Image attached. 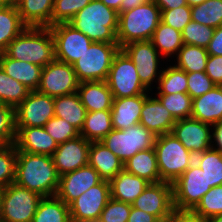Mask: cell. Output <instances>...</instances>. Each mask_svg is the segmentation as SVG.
Returning <instances> with one entry per match:
<instances>
[{"instance_id": "cell-1", "label": "cell", "mask_w": 222, "mask_h": 222, "mask_svg": "<svg viewBox=\"0 0 222 222\" xmlns=\"http://www.w3.org/2000/svg\"><path fill=\"white\" fill-rule=\"evenodd\" d=\"M60 176L52 156L17 152L15 183L42 197L56 196Z\"/></svg>"}, {"instance_id": "cell-2", "label": "cell", "mask_w": 222, "mask_h": 222, "mask_svg": "<svg viewBox=\"0 0 222 222\" xmlns=\"http://www.w3.org/2000/svg\"><path fill=\"white\" fill-rule=\"evenodd\" d=\"M118 12L101 0H92L67 22L92 42L118 43Z\"/></svg>"}, {"instance_id": "cell-3", "label": "cell", "mask_w": 222, "mask_h": 222, "mask_svg": "<svg viewBox=\"0 0 222 222\" xmlns=\"http://www.w3.org/2000/svg\"><path fill=\"white\" fill-rule=\"evenodd\" d=\"M4 53L10 58L45 67L55 59L50 28L27 26L9 43Z\"/></svg>"}, {"instance_id": "cell-4", "label": "cell", "mask_w": 222, "mask_h": 222, "mask_svg": "<svg viewBox=\"0 0 222 222\" xmlns=\"http://www.w3.org/2000/svg\"><path fill=\"white\" fill-rule=\"evenodd\" d=\"M118 14L117 41L120 48L131 42L151 40L161 22V10L154 0Z\"/></svg>"}, {"instance_id": "cell-5", "label": "cell", "mask_w": 222, "mask_h": 222, "mask_svg": "<svg viewBox=\"0 0 222 222\" xmlns=\"http://www.w3.org/2000/svg\"><path fill=\"white\" fill-rule=\"evenodd\" d=\"M154 150L160 182L173 184L195 162L194 154L171 133L156 136Z\"/></svg>"}, {"instance_id": "cell-6", "label": "cell", "mask_w": 222, "mask_h": 222, "mask_svg": "<svg viewBox=\"0 0 222 222\" xmlns=\"http://www.w3.org/2000/svg\"><path fill=\"white\" fill-rule=\"evenodd\" d=\"M120 49L118 43L93 42L73 64L79 83L106 81L113 59Z\"/></svg>"}, {"instance_id": "cell-7", "label": "cell", "mask_w": 222, "mask_h": 222, "mask_svg": "<svg viewBox=\"0 0 222 222\" xmlns=\"http://www.w3.org/2000/svg\"><path fill=\"white\" fill-rule=\"evenodd\" d=\"M156 136L140 123L126 130L113 129L100 142L123 164L141 150L154 147Z\"/></svg>"}, {"instance_id": "cell-8", "label": "cell", "mask_w": 222, "mask_h": 222, "mask_svg": "<svg viewBox=\"0 0 222 222\" xmlns=\"http://www.w3.org/2000/svg\"><path fill=\"white\" fill-rule=\"evenodd\" d=\"M43 197L15 182L2 189L1 222H32Z\"/></svg>"}, {"instance_id": "cell-9", "label": "cell", "mask_w": 222, "mask_h": 222, "mask_svg": "<svg viewBox=\"0 0 222 222\" xmlns=\"http://www.w3.org/2000/svg\"><path fill=\"white\" fill-rule=\"evenodd\" d=\"M106 82L113 98L133 97L149 91L141 83L136 66L122 49L113 59Z\"/></svg>"}, {"instance_id": "cell-10", "label": "cell", "mask_w": 222, "mask_h": 222, "mask_svg": "<svg viewBox=\"0 0 222 222\" xmlns=\"http://www.w3.org/2000/svg\"><path fill=\"white\" fill-rule=\"evenodd\" d=\"M205 173L194 162L173 184V206L179 210H193L207 191Z\"/></svg>"}, {"instance_id": "cell-11", "label": "cell", "mask_w": 222, "mask_h": 222, "mask_svg": "<svg viewBox=\"0 0 222 222\" xmlns=\"http://www.w3.org/2000/svg\"><path fill=\"white\" fill-rule=\"evenodd\" d=\"M121 49L129 56L136 66L141 83L152 92V88L155 89V85L153 86V84L155 83L157 85L163 71V68L160 67V58L163 57L157 52L152 41L131 42Z\"/></svg>"}, {"instance_id": "cell-12", "label": "cell", "mask_w": 222, "mask_h": 222, "mask_svg": "<svg viewBox=\"0 0 222 222\" xmlns=\"http://www.w3.org/2000/svg\"><path fill=\"white\" fill-rule=\"evenodd\" d=\"M110 198V182L102 180L69 204L71 222H98Z\"/></svg>"}, {"instance_id": "cell-13", "label": "cell", "mask_w": 222, "mask_h": 222, "mask_svg": "<svg viewBox=\"0 0 222 222\" xmlns=\"http://www.w3.org/2000/svg\"><path fill=\"white\" fill-rule=\"evenodd\" d=\"M54 38L55 59L73 65L93 43L68 23L49 27Z\"/></svg>"}, {"instance_id": "cell-14", "label": "cell", "mask_w": 222, "mask_h": 222, "mask_svg": "<svg viewBox=\"0 0 222 222\" xmlns=\"http://www.w3.org/2000/svg\"><path fill=\"white\" fill-rule=\"evenodd\" d=\"M79 81L73 65L54 59L42 69L38 92L51 96H63L77 92Z\"/></svg>"}, {"instance_id": "cell-15", "label": "cell", "mask_w": 222, "mask_h": 222, "mask_svg": "<svg viewBox=\"0 0 222 222\" xmlns=\"http://www.w3.org/2000/svg\"><path fill=\"white\" fill-rule=\"evenodd\" d=\"M54 116V97L30 91L15 109V127H44Z\"/></svg>"}, {"instance_id": "cell-16", "label": "cell", "mask_w": 222, "mask_h": 222, "mask_svg": "<svg viewBox=\"0 0 222 222\" xmlns=\"http://www.w3.org/2000/svg\"><path fill=\"white\" fill-rule=\"evenodd\" d=\"M132 206L156 216L163 222L174 209L172 184L163 181L150 183Z\"/></svg>"}, {"instance_id": "cell-17", "label": "cell", "mask_w": 222, "mask_h": 222, "mask_svg": "<svg viewBox=\"0 0 222 222\" xmlns=\"http://www.w3.org/2000/svg\"><path fill=\"white\" fill-rule=\"evenodd\" d=\"M171 134L194 156L211 148V125L192 117L177 120Z\"/></svg>"}, {"instance_id": "cell-18", "label": "cell", "mask_w": 222, "mask_h": 222, "mask_svg": "<svg viewBox=\"0 0 222 222\" xmlns=\"http://www.w3.org/2000/svg\"><path fill=\"white\" fill-rule=\"evenodd\" d=\"M90 145L91 142L81 135L58 144L52 159L59 176L87 165Z\"/></svg>"}, {"instance_id": "cell-19", "label": "cell", "mask_w": 222, "mask_h": 222, "mask_svg": "<svg viewBox=\"0 0 222 222\" xmlns=\"http://www.w3.org/2000/svg\"><path fill=\"white\" fill-rule=\"evenodd\" d=\"M102 181L96 170L89 164L60 176L56 196L69 205L82 193Z\"/></svg>"}, {"instance_id": "cell-20", "label": "cell", "mask_w": 222, "mask_h": 222, "mask_svg": "<svg viewBox=\"0 0 222 222\" xmlns=\"http://www.w3.org/2000/svg\"><path fill=\"white\" fill-rule=\"evenodd\" d=\"M17 152L52 156L58 147L44 127H15Z\"/></svg>"}, {"instance_id": "cell-21", "label": "cell", "mask_w": 222, "mask_h": 222, "mask_svg": "<svg viewBox=\"0 0 222 222\" xmlns=\"http://www.w3.org/2000/svg\"><path fill=\"white\" fill-rule=\"evenodd\" d=\"M176 119L162 105L160 100L154 95H148L141 109L139 123L145 126L155 136L171 133Z\"/></svg>"}, {"instance_id": "cell-22", "label": "cell", "mask_w": 222, "mask_h": 222, "mask_svg": "<svg viewBox=\"0 0 222 222\" xmlns=\"http://www.w3.org/2000/svg\"><path fill=\"white\" fill-rule=\"evenodd\" d=\"M151 92L126 98H113L111 119L113 129L126 130L139 124L141 109Z\"/></svg>"}, {"instance_id": "cell-23", "label": "cell", "mask_w": 222, "mask_h": 222, "mask_svg": "<svg viewBox=\"0 0 222 222\" xmlns=\"http://www.w3.org/2000/svg\"><path fill=\"white\" fill-rule=\"evenodd\" d=\"M77 94L87 112L111 110L113 95L106 81L79 83Z\"/></svg>"}, {"instance_id": "cell-24", "label": "cell", "mask_w": 222, "mask_h": 222, "mask_svg": "<svg viewBox=\"0 0 222 222\" xmlns=\"http://www.w3.org/2000/svg\"><path fill=\"white\" fill-rule=\"evenodd\" d=\"M88 164L92 166L105 181H111L123 169L124 164L100 141L91 142Z\"/></svg>"}, {"instance_id": "cell-25", "label": "cell", "mask_w": 222, "mask_h": 222, "mask_svg": "<svg viewBox=\"0 0 222 222\" xmlns=\"http://www.w3.org/2000/svg\"><path fill=\"white\" fill-rule=\"evenodd\" d=\"M0 67L6 74L25 85L31 91L38 89L43 67L10 58L5 53H0Z\"/></svg>"}, {"instance_id": "cell-26", "label": "cell", "mask_w": 222, "mask_h": 222, "mask_svg": "<svg viewBox=\"0 0 222 222\" xmlns=\"http://www.w3.org/2000/svg\"><path fill=\"white\" fill-rule=\"evenodd\" d=\"M191 117L210 125L222 121L221 85L193 99Z\"/></svg>"}, {"instance_id": "cell-27", "label": "cell", "mask_w": 222, "mask_h": 222, "mask_svg": "<svg viewBox=\"0 0 222 222\" xmlns=\"http://www.w3.org/2000/svg\"><path fill=\"white\" fill-rule=\"evenodd\" d=\"M149 184L144 178L123 169L110 181L111 198L132 205Z\"/></svg>"}, {"instance_id": "cell-28", "label": "cell", "mask_w": 222, "mask_h": 222, "mask_svg": "<svg viewBox=\"0 0 222 222\" xmlns=\"http://www.w3.org/2000/svg\"><path fill=\"white\" fill-rule=\"evenodd\" d=\"M15 5L27 26H51L54 0H16Z\"/></svg>"}, {"instance_id": "cell-29", "label": "cell", "mask_w": 222, "mask_h": 222, "mask_svg": "<svg viewBox=\"0 0 222 222\" xmlns=\"http://www.w3.org/2000/svg\"><path fill=\"white\" fill-rule=\"evenodd\" d=\"M124 170L150 183L160 182L156 153L153 148L141 150L124 163Z\"/></svg>"}, {"instance_id": "cell-30", "label": "cell", "mask_w": 222, "mask_h": 222, "mask_svg": "<svg viewBox=\"0 0 222 222\" xmlns=\"http://www.w3.org/2000/svg\"><path fill=\"white\" fill-rule=\"evenodd\" d=\"M55 116L64 119L79 132L81 131L87 110L77 92L54 97Z\"/></svg>"}, {"instance_id": "cell-31", "label": "cell", "mask_w": 222, "mask_h": 222, "mask_svg": "<svg viewBox=\"0 0 222 222\" xmlns=\"http://www.w3.org/2000/svg\"><path fill=\"white\" fill-rule=\"evenodd\" d=\"M26 27L15 3L2 5L0 7V53H4L9 43Z\"/></svg>"}, {"instance_id": "cell-32", "label": "cell", "mask_w": 222, "mask_h": 222, "mask_svg": "<svg viewBox=\"0 0 222 222\" xmlns=\"http://www.w3.org/2000/svg\"><path fill=\"white\" fill-rule=\"evenodd\" d=\"M157 52L163 58L175 57L183 46L182 32L163 23L158 24L151 39Z\"/></svg>"}, {"instance_id": "cell-33", "label": "cell", "mask_w": 222, "mask_h": 222, "mask_svg": "<svg viewBox=\"0 0 222 222\" xmlns=\"http://www.w3.org/2000/svg\"><path fill=\"white\" fill-rule=\"evenodd\" d=\"M112 130L111 110L87 112L79 135L90 142L101 141Z\"/></svg>"}, {"instance_id": "cell-34", "label": "cell", "mask_w": 222, "mask_h": 222, "mask_svg": "<svg viewBox=\"0 0 222 222\" xmlns=\"http://www.w3.org/2000/svg\"><path fill=\"white\" fill-rule=\"evenodd\" d=\"M32 222H71L69 205L57 196L43 197Z\"/></svg>"}, {"instance_id": "cell-35", "label": "cell", "mask_w": 222, "mask_h": 222, "mask_svg": "<svg viewBox=\"0 0 222 222\" xmlns=\"http://www.w3.org/2000/svg\"><path fill=\"white\" fill-rule=\"evenodd\" d=\"M175 57L177 62L174 65L186 73L205 72L208 60L206 48L183 44Z\"/></svg>"}, {"instance_id": "cell-36", "label": "cell", "mask_w": 222, "mask_h": 222, "mask_svg": "<svg viewBox=\"0 0 222 222\" xmlns=\"http://www.w3.org/2000/svg\"><path fill=\"white\" fill-rule=\"evenodd\" d=\"M156 86L155 95H170L176 93L188 94L187 73L171 64L164 68Z\"/></svg>"}, {"instance_id": "cell-37", "label": "cell", "mask_w": 222, "mask_h": 222, "mask_svg": "<svg viewBox=\"0 0 222 222\" xmlns=\"http://www.w3.org/2000/svg\"><path fill=\"white\" fill-rule=\"evenodd\" d=\"M30 89L10 77L0 67V104L16 109L28 96Z\"/></svg>"}, {"instance_id": "cell-38", "label": "cell", "mask_w": 222, "mask_h": 222, "mask_svg": "<svg viewBox=\"0 0 222 222\" xmlns=\"http://www.w3.org/2000/svg\"><path fill=\"white\" fill-rule=\"evenodd\" d=\"M195 163L205 173L208 185H222V154L212 148L195 155Z\"/></svg>"}, {"instance_id": "cell-39", "label": "cell", "mask_w": 222, "mask_h": 222, "mask_svg": "<svg viewBox=\"0 0 222 222\" xmlns=\"http://www.w3.org/2000/svg\"><path fill=\"white\" fill-rule=\"evenodd\" d=\"M191 18L200 24L218 28L222 25V0H205L191 7Z\"/></svg>"}, {"instance_id": "cell-40", "label": "cell", "mask_w": 222, "mask_h": 222, "mask_svg": "<svg viewBox=\"0 0 222 222\" xmlns=\"http://www.w3.org/2000/svg\"><path fill=\"white\" fill-rule=\"evenodd\" d=\"M156 97L176 120L191 117L193 99L188 94L176 93Z\"/></svg>"}, {"instance_id": "cell-41", "label": "cell", "mask_w": 222, "mask_h": 222, "mask_svg": "<svg viewBox=\"0 0 222 222\" xmlns=\"http://www.w3.org/2000/svg\"><path fill=\"white\" fill-rule=\"evenodd\" d=\"M193 211L204 219L222 215V185L207 191Z\"/></svg>"}, {"instance_id": "cell-42", "label": "cell", "mask_w": 222, "mask_h": 222, "mask_svg": "<svg viewBox=\"0 0 222 222\" xmlns=\"http://www.w3.org/2000/svg\"><path fill=\"white\" fill-rule=\"evenodd\" d=\"M214 28L190 21L182 31L184 44L207 48L214 33Z\"/></svg>"}, {"instance_id": "cell-43", "label": "cell", "mask_w": 222, "mask_h": 222, "mask_svg": "<svg viewBox=\"0 0 222 222\" xmlns=\"http://www.w3.org/2000/svg\"><path fill=\"white\" fill-rule=\"evenodd\" d=\"M16 156L14 144L0 147V189L15 181Z\"/></svg>"}, {"instance_id": "cell-44", "label": "cell", "mask_w": 222, "mask_h": 222, "mask_svg": "<svg viewBox=\"0 0 222 222\" xmlns=\"http://www.w3.org/2000/svg\"><path fill=\"white\" fill-rule=\"evenodd\" d=\"M91 1L92 0H54L51 26L57 23L69 22L76 13Z\"/></svg>"}, {"instance_id": "cell-45", "label": "cell", "mask_w": 222, "mask_h": 222, "mask_svg": "<svg viewBox=\"0 0 222 222\" xmlns=\"http://www.w3.org/2000/svg\"><path fill=\"white\" fill-rule=\"evenodd\" d=\"M15 138V109L0 104V147L14 144Z\"/></svg>"}, {"instance_id": "cell-46", "label": "cell", "mask_w": 222, "mask_h": 222, "mask_svg": "<svg viewBox=\"0 0 222 222\" xmlns=\"http://www.w3.org/2000/svg\"><path fill=\"white\" fill-rule=\"evenodd\" d=\"M45 131L56 141L57 144L79 136V131L71 124L57 116L52 117L45 125Z\"/></svg>"}, {"instance_id": "cell-47", "label": "cell", "mask_w": 222, "mask_h": 222, "mask_svg": "<svg viewBox=\"0 0 222 222\" xmlns=\"http://www.w3.org/2000/svg\"><path fill=\"white\" fill-rule=\"evenodd\" d=\"M131 204L110 198L101 212L98 222H128Z\"/></svg>"}, {"instance_id": "cell-48", "label": "cell", "mask_w": 222, "mask_h": 222, "mask_svg": "<svg viewBox=\"0 0 222 222\" xmlns=\"http://www.w3.org/2000/svg\"><path fill=\"white\" fill-rule=\"evenodd\" d=\"M191 20V6L189 5L161 10V21L180 32Z\"/></svg>"}, {"instance_id": "cell-49", "label": "cell", "mask_w": 222, "mask_h": 222, "mask_svg": "<svg viewBox=\"0 0 222 222\" xmlns=\"http://www.w3.org/2000/svg\"><path fill=\"white\" fill-rule=\"evenodd\" d=\"M188 95L195 99L212 90L217 85L207 76L205 72L187 73Z\"/></svg>"}, {"instance_id": "cell-50", "label": "cell", "mask_w": 222, "mask_h": 222, "mask_svg": "<svg viewBox=\"0 0 222 222\" xmlns=\"http://www.w3.org/2000/svg\"><path fill=\"white\" fill-rule=\"evenodd\" d=\"M205 73L217 86L222 85V55H208Z\"/></svg>"}, {"instance_id": "cell-51", "label": "cell", "mask_w": 222, "mask_h": 222, "mask_svg": "<svg viewBox=\"0 0 222 222\" xmlns=\"http://www.w3.org/2000/svg\"><path fill=\"white\" fill-rule=\"evenodd\" d=\"M163 222H206V220L193 210L174 208Z\"/></svg>"}, {"instance_id": "cell-52", "label": "cell", "mask_w": 222, "mask_h": 222, "mask_svg": "<svg viewBox=\"0 0 222 222\" xmlns=\"http://www.w3.org/2000/svg\"><path fill=\"white\" fill-rule=\"evenodd\" d=\"M208 55H222V25L215 28L213 37L206 48Z\"/></svg>"}, {"instance_id": "cell-53", "label": "cell", "mask_w": 222, "mask_h": 222, "mask_svg": "<svg viewBox=\"0 0 222 222\" xmlns=\"http://www.w3.org/2000/svg\"><path fill=\"white\" fill-rule=\"evenodd\" d=\"M128 222H161L156 216L131 206Z\"/></svg>"}, {"instance_id": "cell-54", "label": "cell", "mask_w": 222, "mask_h": 222, "mask_svg": "<svg viewBox=\"0 0 222 222\" xmlns=\"http://www.w3.org/2000/svg\"><path fill=\"white\" fill-rule=\"evenodd\" d=\"M211 148L222 154V121L211 125Z\"/></svg>"}, {"instance_id": "cell-55", "label": "cell", "mask_w": 222, "mask_h": 222, "mask_svg": "<svg viewBox=\"0 0 222 222\" xmlns=\"http://www.w3.org/2000/svg\"><path fill=\"white\" fill-rule=\"evenodd\" d=\"M160 10L174 9L188 5L186 0H154Z\"/></svg>"}, {"instance_id": "cell-56", "label": "cell", "mask_w": 222, "mask_h": 222, "mask_svg": "<svg viewBox=\"0 0 222 222\" xmlns=\"http://www.w3.org/2000/svg\"><path fill=\"white\" fill-rule=\"evenodd\" d=\"M151 0H122L120 13L148 3Z\"/></svg>"}, {"instance_id": "cell-57", "label": "cell", "mask_w": 222, "mask_h": 222, "mask_svg": "<svg viewBox=\"0 0 222 222\" xmlns=\"http://www.w3.org/2000/svg\"><path fill=\"white\" fill-rule=\"evenodd\" d=\"M107 7L115 9L118 13H120V6L122 0H101Z\"/></svg>"}, {"instance_id": "cell-58", "label": "cell", "mask_w": 222, "mask_h": 222, "mask_svg": "<svg viewBox=\"0 0 222 222\" xmlns=\"http://www.w3.org/2000/svg\"><path fill=\"white\" fill-rule=\"evenodd\" d=\"M205 220L206 222H222V215L212 216Z\"/></svg>"}, {"instance_id": "cell-59", "label": "cell", "mask_w": 222, "mask_h": 222, "mask_svg": "<svg viewBox=\"0 0 222 222\" xmlns=\"http://www.w3.org/2000/svg\"><path fill=\"white\" fill-rule=\"evenodd\" d=\"M186 1L189 6L193 7L203 3L205 0H186Z\"/></svg>"}, {"instance_id": "cell-60", "label": "cell", "mask_w": 222, "mask_h": 222, "mask_svg": "<svg viewBox=\"0 0 222 222\" xmlns=\"http://www.w3.org/2000/svg\"><path fill=\"white\" fill-rule=\"evenodd\" d=\"M16 0H0V3L2 5H9V4H14Z\"/></svg>"}, {"instance_id": "cell-61", "label": "cell", "mask_w": 222, "mask_h": 222, "mask_svg": "<svg viewBox=\"0 0 222 222\" xmlns=\"http://www.w3.org/2000/svg\"><path fill=\"white\" fill-rule=\"evenodd\" d=\"M1 200H2V189H0V217H1Z\"/></svg>"}]
</instances>
